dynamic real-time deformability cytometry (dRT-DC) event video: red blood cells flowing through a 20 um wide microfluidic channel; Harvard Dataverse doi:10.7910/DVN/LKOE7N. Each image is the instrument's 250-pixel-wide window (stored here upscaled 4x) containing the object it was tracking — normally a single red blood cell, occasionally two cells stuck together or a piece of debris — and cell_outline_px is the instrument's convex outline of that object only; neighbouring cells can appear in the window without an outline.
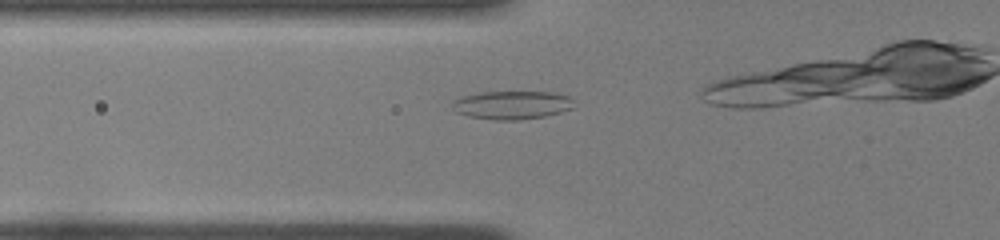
{"species": "common noctule bat (a hibernating species)", "species_latin": "Nyctalus noctula", "temperature_condition": "room temperature", "stored_images_in_passage": 11, "camera_frame_rate_fps": 3000, "um_per_image_px": 0.085, "animal": {"sex": "female", "body_mass_g": 22.0, "forearm_length_mm": 56.7}, "frame": {"image": 1, "passage_image": 7, "time_ms": 2.0, "image_size_px": [1000, 240], "cell_outline_px": [[576, 100], [572, 108], [560, 112], [544, 116], [516, 120], [492, 120], [468, 116], [456, 112], [452, 108], [452, 100], [464, 96], [484, 92], [556, 92], [568, 96]], "centroid_in_image_um": [43.53, 8.92], "position_along_channel_um": 82.3, "area_um2": 20.17}}